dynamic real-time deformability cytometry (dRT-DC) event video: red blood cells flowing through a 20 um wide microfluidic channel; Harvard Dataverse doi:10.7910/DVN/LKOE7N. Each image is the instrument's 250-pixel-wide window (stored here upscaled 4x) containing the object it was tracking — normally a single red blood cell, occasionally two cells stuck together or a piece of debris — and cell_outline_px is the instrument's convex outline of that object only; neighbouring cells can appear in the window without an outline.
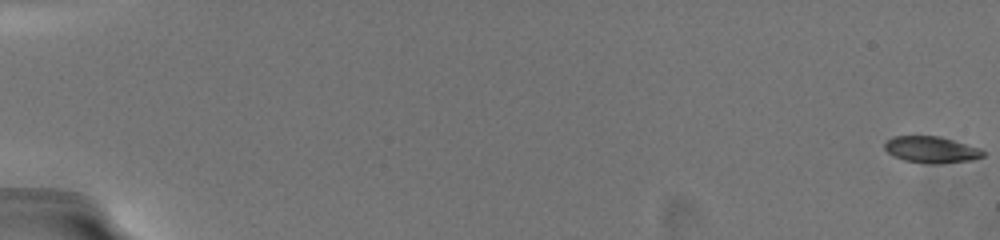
{"species": "common noctule bat (a hibernating species)", "species_latin": "Nyctalus noctula", "temperature_condition": "warm", "stored_images_in_passage": 50, "camera_frame_rate_fps": 3000, "um_per_image_px": 0.085, "animal": {"sex": "female", "body_mass_g": 19.5, "forearm_length_mm": 54.1}, "frame": {"image": 1, "passage_image": 1, "time_ms": 0.0, "image_size_px": [1000, 240], "cell_outline_px": [[984, 156], [972, 160], [940, 164], [928, 164], [904, 160], [892, 156], [884, 148], [884, 144], [892, 136], [940, 136], [980, 148], [984, 152]], "centroid_in_image_um": [79.16, 12.73], "position_along_channel_um": 5.8, "area_um2": 15.32}}
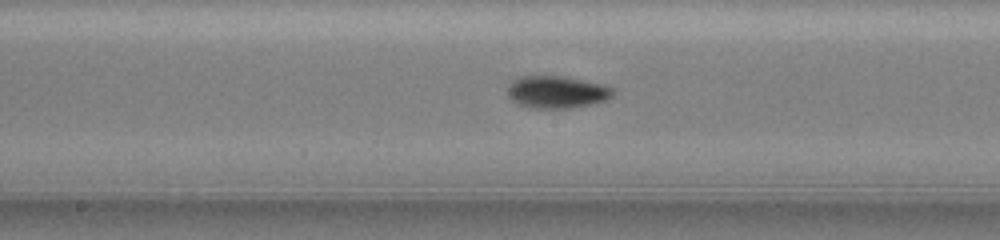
{"frame": {"image": 2, "passage_image": 23, "time_ms": 11.0, "image_size_px": [1000, 240], "cell_outline_px": [[616, 92], [612, 96], [604, 100], [592, 104], [572, 108], [528, 108], [516, 104], [508, 96], [508, 84], [512, 80], [524, 76], [560, 76], [604, 84], [612, 88]], "centroid_in_image_um": [47.31, 7.83], "position_along_channel_um": 200.9, "area_um2": 19.94}}
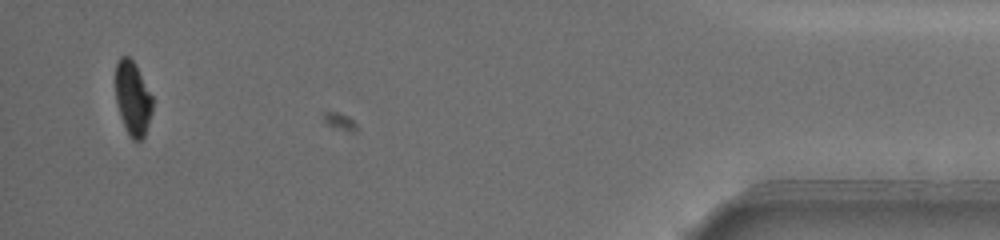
{"frame": {"image": 3, "passage_image": 49, "time_ms": 19.0, "image_size_px": [1000, 240], "cell_outline_px": [[152, 112], [144, 136], [140, 140], [132, 140], [128, 136], [120, 116], [116, 100], [116, 64], [120, 56], [128, 56], [136, 64], [152, 96]], "centroid_in_image_um": [11.28, 8.36], "position_along_channel_um": 423.9, "area_um2": 15.95}, "authors_computed_cell_mechanics": {"area_um2": 17.3978, "velocity_mm_per_s": 3.68, "shape_relaxation_time_tau1_ms": 3.0105, "shape_relaxation_time_tau2_ms": 1.6744, "deformation_change_tau1": 0.145, "deformation_change_tau2": 0.0467}}